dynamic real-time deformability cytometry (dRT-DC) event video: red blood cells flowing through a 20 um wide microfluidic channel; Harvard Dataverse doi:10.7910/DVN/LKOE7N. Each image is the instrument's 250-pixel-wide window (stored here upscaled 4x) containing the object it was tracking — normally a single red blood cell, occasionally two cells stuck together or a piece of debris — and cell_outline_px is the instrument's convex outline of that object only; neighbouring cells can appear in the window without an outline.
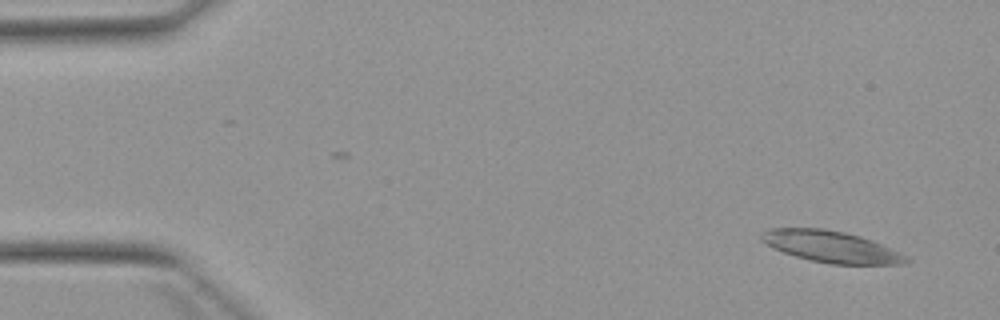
{"species": "Egyptian fruit bat (a non-hibernating species)", "species_latin": "Rousettus aegyptiacus", "temperature_condition": "warm", "stored_images_in_passage": 4, "camera_frame_rate_fps": 3000, "um_per_image_px": 0.085, "animal": {"sex": "female"}, "frame": {"image": 1, "passage_image": 1, "time_ms": 0.0, "image_size_px": [1000, 320], "cell_outline_px": [[912, 260], [904, 264], [832, 264], [812, 260], [796, 256], [784, 252], [760, 240], [760, 236], [768, 228], [824, 228], [844, 232], [860, 236], [872, 240], [900, 252], [908, 256]], "centroid_in_image_um": [70.7, 20.96], "position_along_channel_um": 14.3, "area_um2": 26.36}}
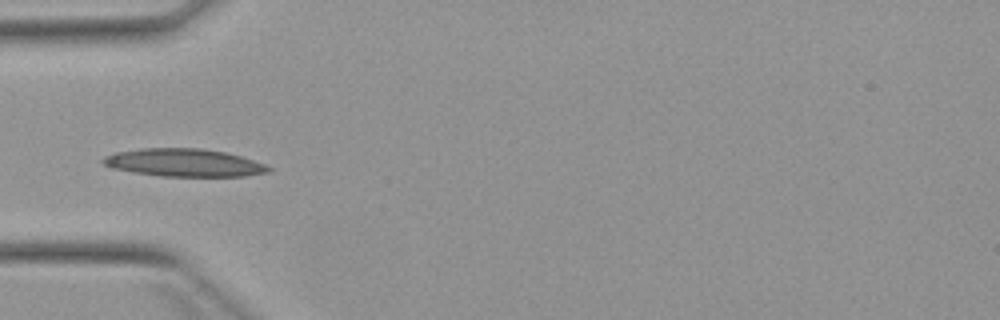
{"frame": {"image": 2, "passage_image": 4, "time_ms": 4.333, "image_size_px": [1000, 320], "cell_outline_px": [[272, 168], [268, 172], [244, 176], [160, 176], [132, 172], [112, 168], [104, 164], [100, 160], [104, 156], [116, 152], [140, 148], [200, 148], [224, 152], [240, 156], [264, 164]], "centroid_in_image_um": [15.59, 13.82], "position_along_channel_um": 69.4, "area_um2": 26.7}}